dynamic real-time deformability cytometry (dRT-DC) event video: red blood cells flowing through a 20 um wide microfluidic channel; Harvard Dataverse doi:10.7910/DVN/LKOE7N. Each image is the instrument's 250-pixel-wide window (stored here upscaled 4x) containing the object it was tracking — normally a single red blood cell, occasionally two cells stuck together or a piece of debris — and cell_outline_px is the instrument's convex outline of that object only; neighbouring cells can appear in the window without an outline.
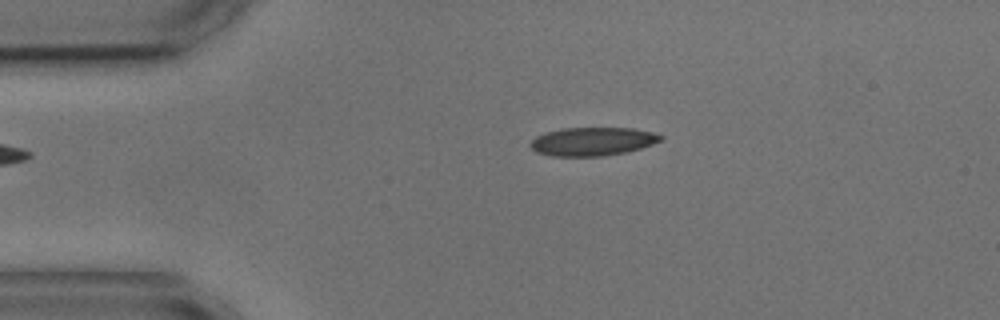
{"species": "common noctule bat (a hibernating species)", "species_latin": "Nyctalus noctula", "temperature_condition": "cold", "stored_images_in_passage": 3, "camera_frame_rate_fps": 3000, "um_per_image_px": 0.085, "animal": {"sex": "male", "body_mass_g": 17.9, "forearm_length_mm": 54.2}, "frame": {"image": 1, "passage_image": 2, "time_ms": 2.0, "image_size_px": [1000, 320], "cell_outline_px": [[664, 140], [640, 148], [624, 152], [604, 156], [552, 156], [536, 152], [528, 144], [536, 136], [544, 132], [564, 128], [632, 128], [652, 132], [664, 136]], "centroid_in_image_um": [50.35, 12.02], "position_along_channel_um": 34.6, "area_um2": 21.62}}
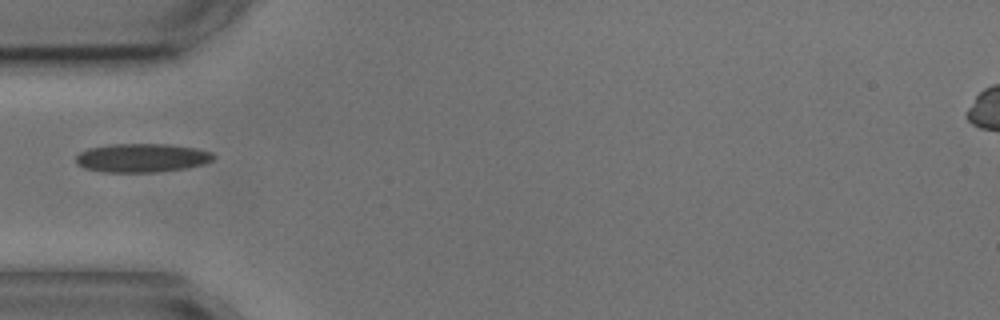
{"frame": {"image": 2, "passage_image": 3, "time_ms": 4.0, "image_size_px": [1000, 320], "cell_outline_px": [[216, 156], [212, 160], [204, 164], [184, 168], [156, 172], [100, 172], [84, 168], [76, 164], [76, 156], [80, 152], [88, 148], [112, 144], [168, 144], [196, 148], [212, 152]], "centroid_in_image_um": [12.04, 13.42], "position_along_channel_um": 73.0, "area_um2": 23.12}}